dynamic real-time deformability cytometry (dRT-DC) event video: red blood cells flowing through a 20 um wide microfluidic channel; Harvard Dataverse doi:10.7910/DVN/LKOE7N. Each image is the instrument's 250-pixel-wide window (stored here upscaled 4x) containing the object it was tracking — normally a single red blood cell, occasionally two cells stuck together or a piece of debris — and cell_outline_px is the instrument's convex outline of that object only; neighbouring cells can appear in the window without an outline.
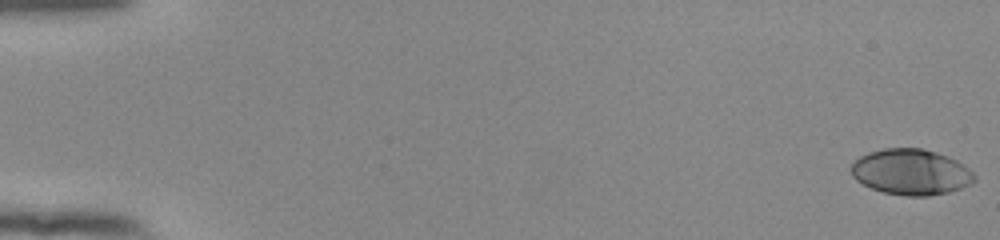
{"species": "human", "species_latin": "Homo sapiens", "temperature_condition": "room temperature", "stored_images_in_passage": 55, "camera_frame_rate_fps": 3000, "um_per_image_px": 0.085, "donor": {"sex": "female"}, "frame": {"image": 1, "passage_image": 1, "time_ms": 0.0, "image_size_px": [1000, 240], "cell_outline_px": [[976, 180], [972, 184], [948, 192], [928, 196], [904, 196], [884, 192], [872, 188], [856, 180], [852, 176], [852, 164], [860, 156], [868, 152], [884, 148], [920, 148], [936, 152], [948, 156], [964, 164], [976, 176]], "centroid_in_image_um": [77.46, 14.62], "position_along_channel_um": 7.5, "area_um2": 32.89}}
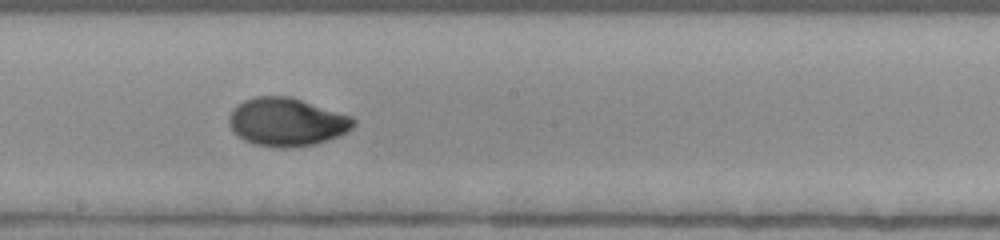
{"frame": {"image": 2, "passage_image": 32, "time_ms": 10.333, "image_size_px": [1000, 240], "cell_outline_px": [[356, 124], [352, 128], [340, 136], [316, 144], [288, 148], [280, 148], [256, 144], [244, 140], [228, 124], [228, 116], [244, 100], [256, 96], [288, 96], [352, 116], [356, 120]], "centroid_in_image_um": [24.41, 10.38], "position_along_channel_um": 223.8, "area_um2": 34.74}}
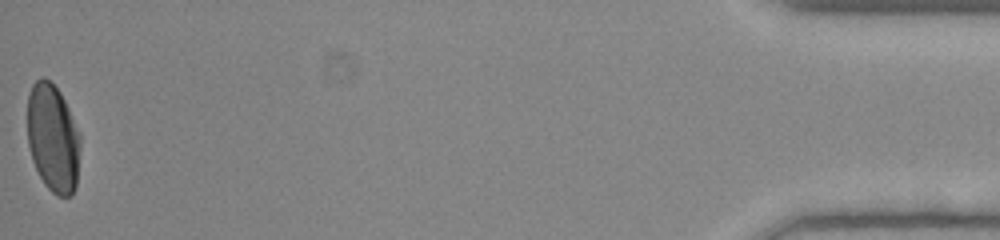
{"frame": {"image": 3, "passage_image": 55, "time_ms": 18.0, "image_size_px": [1000, 240], "cell_outline_px": [[80, 148], [76, 184], [72, 196], [56, 196], [44, 184], [32, 160], [28, 144], [28, 92], [32, 84], [40, 76], [44, 76], [60, 92], [80, 132]], "centroid_in_image_um": [4.5, 11.74], "position_along_channel_um": 430.7, "area_um2": 33.47}, "authors_computed_cell_mechanics": {"area_um2": 33.524, "velocity_mm_per_s": 3.8671, "shape_relaxation_time_tau1_ms": 5.8908, "shape_relaxation_time_tau2_ms": null, "deformation_change_tau1": 0.2116, "deformation_change_tau2": null}}